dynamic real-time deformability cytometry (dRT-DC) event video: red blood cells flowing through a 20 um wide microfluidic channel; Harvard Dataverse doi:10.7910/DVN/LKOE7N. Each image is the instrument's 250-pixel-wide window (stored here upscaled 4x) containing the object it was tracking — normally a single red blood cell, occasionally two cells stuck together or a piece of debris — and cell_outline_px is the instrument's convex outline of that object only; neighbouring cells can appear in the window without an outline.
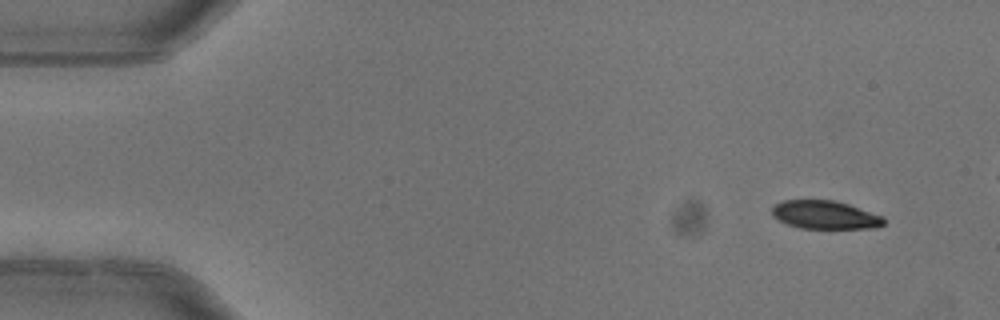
{"species": "common noctule bat (a hibernating species)", "species_latin": "Nyctalus noctula", "temperature_condition": "warm", "stored_images_in_passage": 5, "camera_frame_rate_fps": 3000, "um_per_image_px": 0.085, "animal": {"sex": "female"}, "frame": {"image": 1, "passage_image": 1, "time_ms": 0.0, "image_size_px": [1000, 320], "cell_outline_px": [[884, 224], [876, 228], [800, 228], [788, 224], [772, 216], [772, 208], [776, 204], [784, 200], [832, 200], [848, 204], [884, 216]], "centroid_in_image_um": [70.14, 18.26], "position_along_channel_um": 14.9, "area_um2": 18.32}}
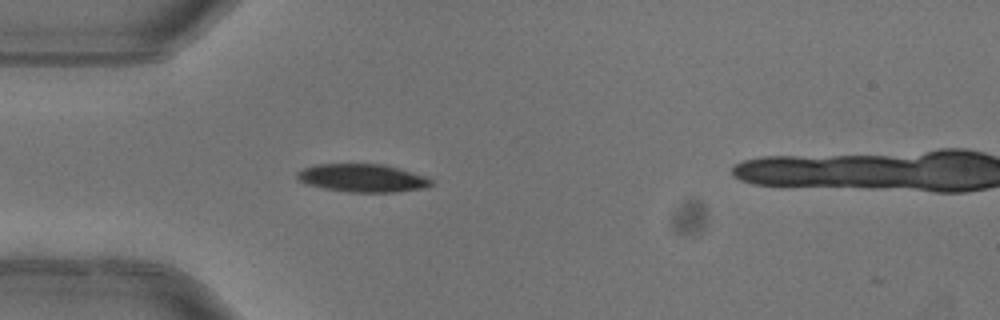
{"frame": {"image": 2, "passage_image": 4, "time_ms": 1.0, "image_size_px": [1000, 320], "cell_outline_px": [[432, 184], [424, 188], [396, 192], [348, 192], [324, 188], [308, 184], [300, 180], [296, 176], [296, 172], [304, 168], [316, 164], [384, 164], [400, 168], [424, 176], [432, 180]], "centroid_in_image_um": [30.81, 15.13], "position_along_channel_um": 54.2, "area_um2": 21.79}}